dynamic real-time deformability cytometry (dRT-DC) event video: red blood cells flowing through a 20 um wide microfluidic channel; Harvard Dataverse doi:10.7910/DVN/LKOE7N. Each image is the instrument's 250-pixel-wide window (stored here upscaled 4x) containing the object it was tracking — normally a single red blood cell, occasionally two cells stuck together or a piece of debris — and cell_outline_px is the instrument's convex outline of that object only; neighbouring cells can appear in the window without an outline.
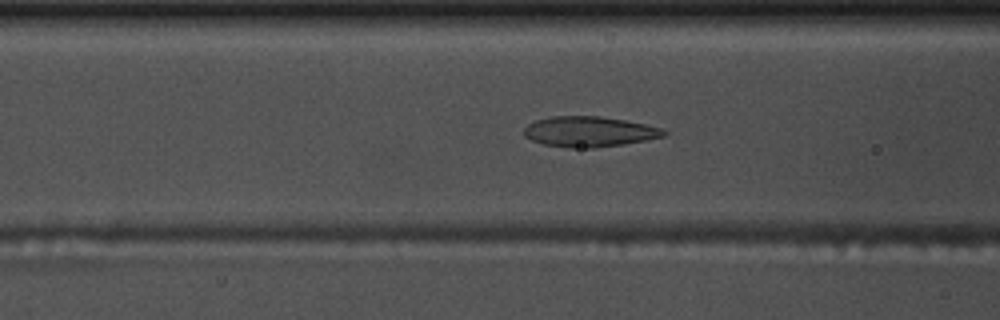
{"species": "common noctule bat (a hibernating species)", "species_latin": "Nyctalus noctula", "temperature_condition": "warm", "stored_images_in_passage": 54, "camera_frame_rate_fps": 3000, "um_per_image_px": 0.085, "animal": {"sex": "male", "body_mass_g": 17.5, "forearm_length_mm": 52.3}, "frame": {"image": 1, "passage_image": 20, "time_ms": 6.333, "image_size_px": [1000, 320], "cell_outline_px": [[668, 132], [664, 136], [624, 144], [596, 148], [568, 148], [544, 144], [532, 140], [524, 136], [524, 128], [528, 124], [536, 120], [552, 116], [600, 116], [624, 120], [644, 124], [660, 128]], "centroid_in_image_um": [50.06, 11.19], "position_along_channel_um": 116.5, "area_um2": 24.68}}
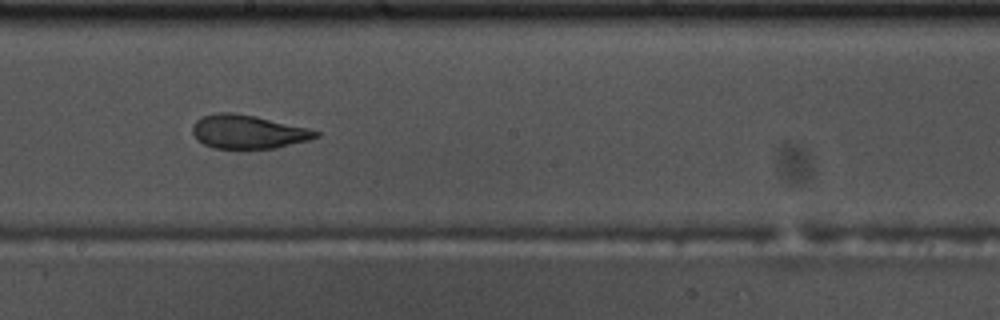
{"frame": {"image": 2, "passage_image": 29, "time_ms": 9.333, "image_size_px": [1000, 320], "cell_outline_px": [[320, 136], [308, 140], [276, 148], [212, 148], [196, 140], [192, 132], [192, 124], [196, 120], [204, 116], [216, 112], [232, 112], [256, 116], [308, 128], [320, 132]], "centroid_in_image_um": [21.05, 11.2], "position_along_channel_um": 227.1, "area_um2": 24.22}}
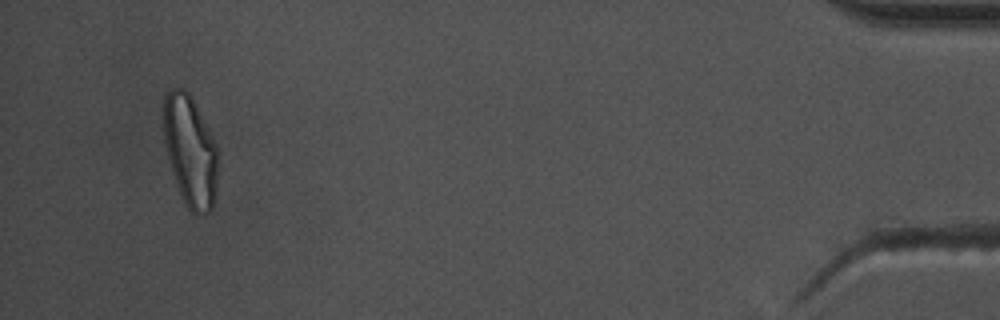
{"frame": {"image": 3, "passage_image": 51, "time_ms": 16.667, "image_size_px": [1000, 320], "cell_outline_px": [[216, 192], [212, 208], [208, 212], [196, 216], [184, 204], [172, 172], [164, 140], [164, 92], [172, 88], [184, 88], [192, 96], [216, 144]], "centroid_in_image_um": [16.15, 12.82], "position_along_channel_um": 419.0, "area_um2": 34.97}, "authors_computed_cell_mechanics": {"area_um2": 26.1834, "velocity_mm_per_s": 3.7016, "shape_relaxation_time_tau1_ms": null, "shape_relaxation_time_tau2_ms": 1.6747, "deformation_change_tau1": null, "deformation_change_tau2": 0.0856}}